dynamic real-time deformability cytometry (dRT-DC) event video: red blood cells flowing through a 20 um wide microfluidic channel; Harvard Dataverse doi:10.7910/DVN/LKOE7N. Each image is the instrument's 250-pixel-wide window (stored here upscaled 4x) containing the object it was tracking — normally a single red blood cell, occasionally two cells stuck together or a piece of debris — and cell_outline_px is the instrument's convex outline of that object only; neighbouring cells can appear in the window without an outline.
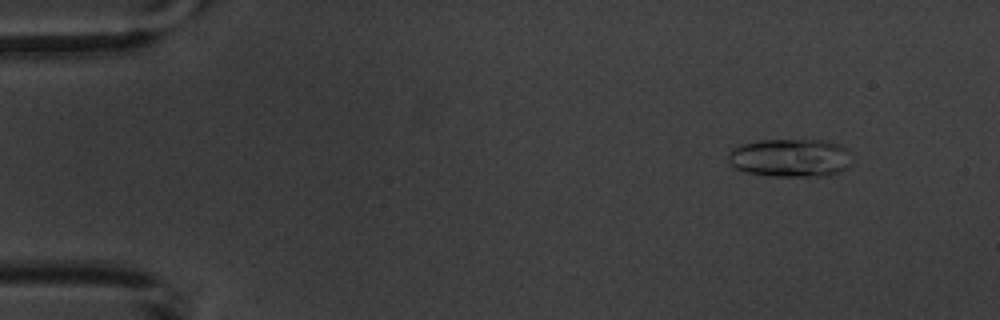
{"species": "common noctule bat (a hibernating species)", "species_latin": "Nyctalus noctula", "temperature_condition": "warm", "stored_images_in_passage": 4, "camera_frame_rate_fps": 3000, "um_per_image_px": 0.085, "animal": {"sex": "male", "body_mass_g": 20.1, "forearm_length_mm": 53.5}, "frame": {"image": 1, "passage_image": 2, "time_ms": 1.333, "image_size_px": [1000, 320], "cell_outline_px": [[852, 164], [840, 172], [828, 176], [768, 176], [748, 172], [736, 168], [728, 164], [728, 152], [732, 148], [740, 144], [760, 140], [824, 140], [840, 144], [848, 148]], "centroid_in_image_um": [67.19, 13.41], "position_along_channel_um": 17.8, "area_um2": 28.03}}